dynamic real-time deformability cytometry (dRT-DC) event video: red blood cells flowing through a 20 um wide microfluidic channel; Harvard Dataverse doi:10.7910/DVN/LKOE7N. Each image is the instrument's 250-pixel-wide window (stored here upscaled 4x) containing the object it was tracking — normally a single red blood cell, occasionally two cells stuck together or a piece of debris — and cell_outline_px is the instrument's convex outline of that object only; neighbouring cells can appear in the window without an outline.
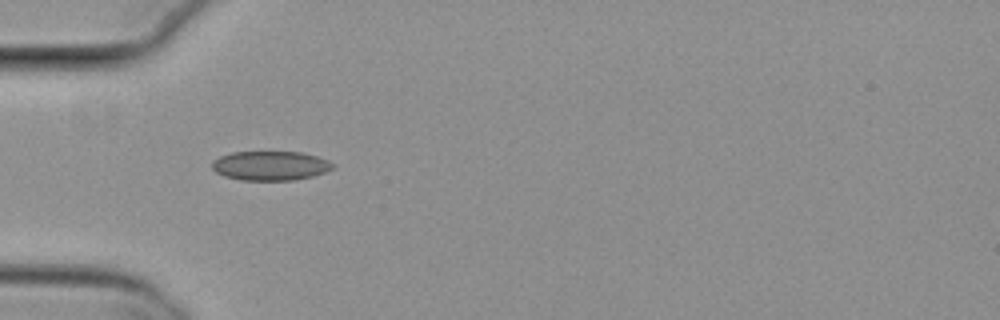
{"species": "common noctule bat (a hibernating species)", "species_latin": "Nyctalus noctula", "temperature_condition": "cold", "stored_images_in_passage": 5, "camera_frame_rate_fps": 3000, "um_per_image_px": 0.085, "animal": {"sex": "female", "body_mass_g": 29.2, "forearm_length_mm": 56.3}, "frame": {"image": 1, "passage_image": 1, "time_ms": 0.0, "image_size_px": [1000, 320], "cell_outline_px": [[336, 164], [332, 168], [324, 172], [312, 176], [292, 180], [240, 180], [224, 176], [216, 172], [212, 168], [212, 160], [220, 156], [232, 152], [304, 152], [328, 160]], "centroid_in_image_um": [22.97, 14.08], "position_along_channel_um": 62.0, "area_um2": 20.63}}
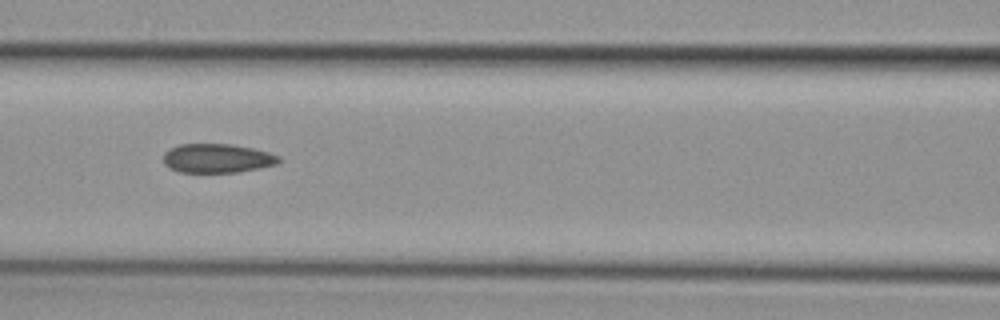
{"frame": {"image": 2, "passage_image": 3, "time_ms": 0.667, "image_size_px": [1000, 320], "cell_outline_px": [[280, 160], [276, 164], [236, 172], [180, 172], [168, 168], [164, 164], [164, 152], [180, 144], [232, 144], [252, 148], [268, 152], [280, 156]], "centroid_in_image_um": [18.43, 13.45], "position_along_channel_um": 148.2, "area_um2": 19.36}}
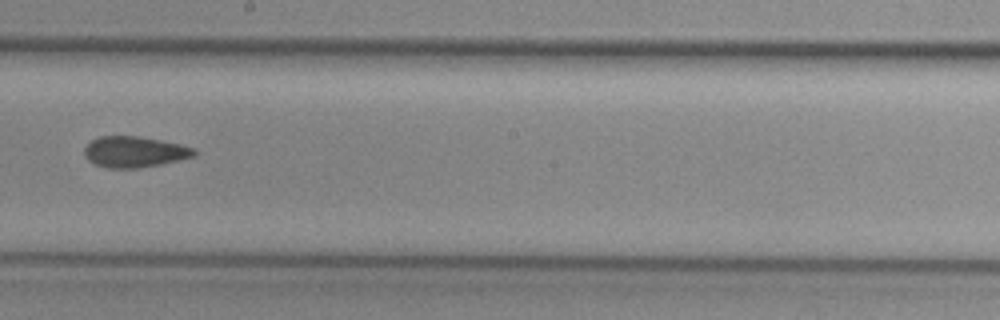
{"frame": {"image": 3, "passage_image": 5, "time_ms": 1.333, "image_size_px": [1000, 320], "cell_outline_px": [[196, 156], [160, 164], [140, 168], [108, 168], [96, 164], [88, 160], [84, 156], [84, 148], [92, 140], [100, 136], [136, 136], [160, 140], [180, 144], [192, 148], [196, 152]], "centroid_in_image_um": [11.41, 12.91], "position_along_channel_um": 236.8, "area_um2": 19.65}}